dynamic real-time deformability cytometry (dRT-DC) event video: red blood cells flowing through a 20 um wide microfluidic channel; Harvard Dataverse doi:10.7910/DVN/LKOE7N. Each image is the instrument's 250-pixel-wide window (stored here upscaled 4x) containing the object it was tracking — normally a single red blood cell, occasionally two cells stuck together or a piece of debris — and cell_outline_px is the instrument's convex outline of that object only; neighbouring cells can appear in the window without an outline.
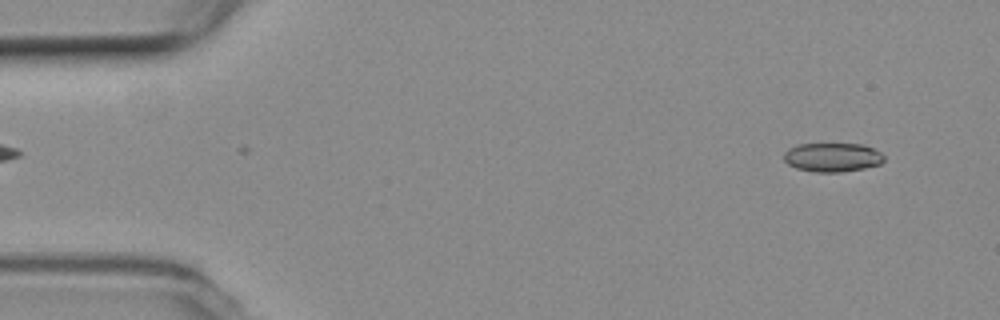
{"species": "common noctule bat (a hibernating species)", "species_latin": "Nyctalus noctula", "temperature_condition": "room temperature", "stored_images_in_passage": 54, "camera_frame_rate_fps": 3000, "um_per_image_px": 0.085, "animal": {"sex": "female", "body_mass_g": 19.3, "forearm_length_mm": 54.1}, "frame": {"image": 1, "passage_image": 4, "time_ms": 1.0, "image_size_px": [1000, 320], "cell_outline_px": [[884, 160], [880, 164], [864, 168], [840, 172], [816, 172], [796, 168], [788, 164], [784, 160], [784, 152], [788, 148], [796, 144], [864, 144], [880, 152], [884, 156]], "centroid_in_image_um": [70.74, 13.36], "position_along_channel_um": 14.3, "area_um2": 16.94}}
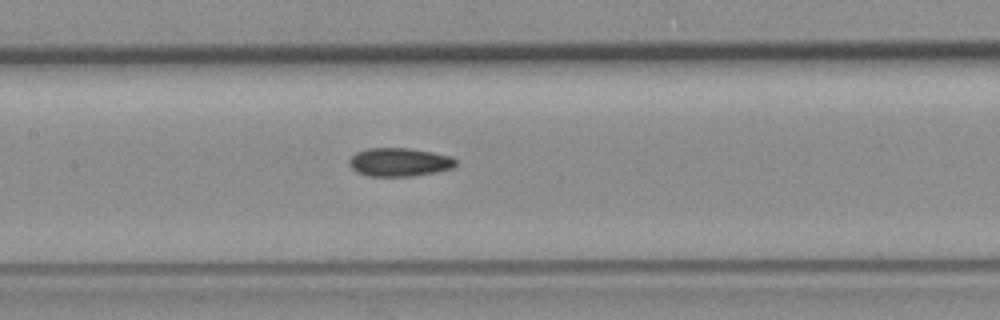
{"frame": {"image": 2, "passage_image": 25, "time_ms": 8.0, "image_size_px": [1000, 320], "cell_outline_px": [[456, 164], [452, 168], [436, 172], [412, 176], [368, 176], [356, 172], [348, 164], [348, 160], [356, 152], [368, 148], [408, 148], [432, 152], [452, 156], [456, 160]], "centroid_in_image_um": [33.93, 13.78], "position_along_channel_um": 173.5, "area_um2": 17.74}}
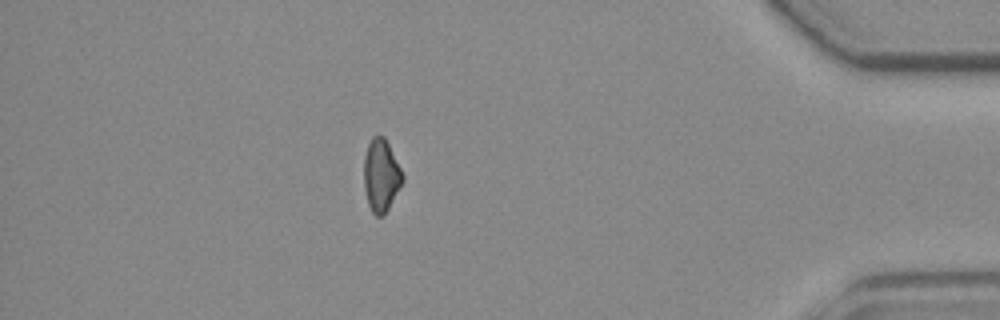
{"frame": {"image": 3, "passage_image": 47, "time_ms": 15.333, "image_size_px": [1000, 320], "cell_outline_px": [[404, 180], [400, 188], [384, 216], [376, 216], [372, 212], [368, 204], [364, 188], [364, 156], [368, 144], [372, 136], [384, 136], [404, 176]], "centroid_in_image_um": [32.38, 14.94], "position_along_channel_um": 402.8, "area_um2": 16.3}, "authors_computed_cell_mechanics": {"area_um2": 16.9932, "velocity_mm_per_s": 3.7915, "shape_relaxation_time_tau1_ms": null, "shape_relaxation_time_tau2_ms": 6.1643, "deformation_change_tau1": null, "deformation_change_tau2": 0.1052}}